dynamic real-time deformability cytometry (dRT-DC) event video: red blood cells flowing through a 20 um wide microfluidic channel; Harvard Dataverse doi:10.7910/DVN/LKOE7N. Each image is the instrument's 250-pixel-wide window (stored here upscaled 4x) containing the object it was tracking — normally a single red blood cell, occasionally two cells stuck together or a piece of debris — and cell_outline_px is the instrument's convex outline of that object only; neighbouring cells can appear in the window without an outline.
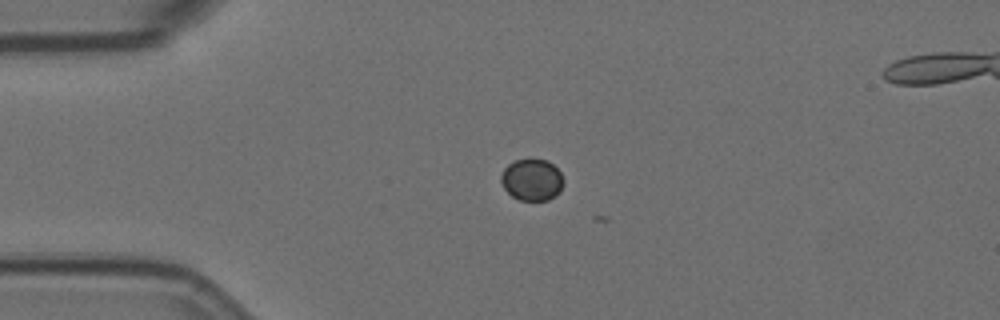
{"species": "Egyptian fruit bat (a non-hibernating species)", "species_latin": "Rousettus aegyptiacus", "temperature_condition": "room temperature", "stored_images_in_passage": 2, "camera_frame_rate_fps": 3000, "um_per_image_px": 0.085, "animal": {"sex": "female"}, "frame": {"image": 1, "passage_image": 1, "time_ms": 0.0, "image_size_px": [1000, 320], "cell_outline_px": [[564, 184], [560, 192], [548, 200], [520, 200], [512, 196], [504, 188], [500, 180], [500, 176], [504, 168], [508, 164], [516, 160], [548, 160], [560, 172], [564, 180]], "centroid_in_image_um": [45.22, 15.29], "position_along_channel_um": 39.8, "area_um2": 15.14}}